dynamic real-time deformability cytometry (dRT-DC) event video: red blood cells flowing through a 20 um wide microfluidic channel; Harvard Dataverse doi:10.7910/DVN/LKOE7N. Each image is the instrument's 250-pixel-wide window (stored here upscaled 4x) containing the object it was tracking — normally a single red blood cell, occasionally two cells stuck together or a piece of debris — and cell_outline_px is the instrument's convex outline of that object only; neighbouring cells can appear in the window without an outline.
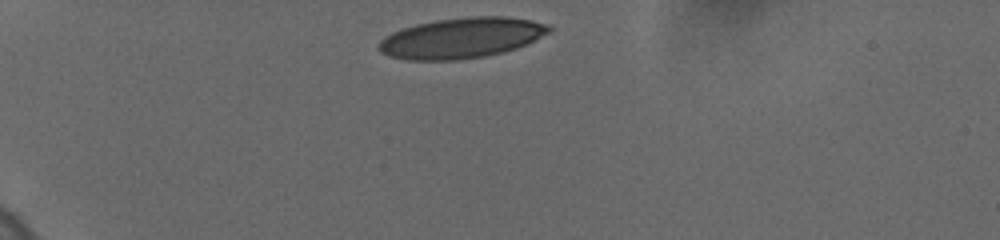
{"species": "human", "species_latin": "Homo sapiens", "temperature_condition": "cold", "stored_images_in_passage": 39, "camera_frame_rate_fps": 3000, "um_per_image_px": 0.085, "donor": {"sex": "female"}, "frame": {"image": 1, "passage_image": 1, "time_ms": 0.0, "image_size_px": [1000, 240], "cell_outline_px": [[552, 28], [548, 32], [516, 48], [484, 56], [456, 60], [408, 60], [388, 56], [380, 52], [376, 48], [376, 44], [384, 36], [392, 32], [416, 24], [436, 20], [472, 16], [504, 16], [532, 20], [548, 24]], "centroid_in_image_um": [39.15, 3.22], "position_along_channel_um": 45.9, "area_um2": 40.0}}
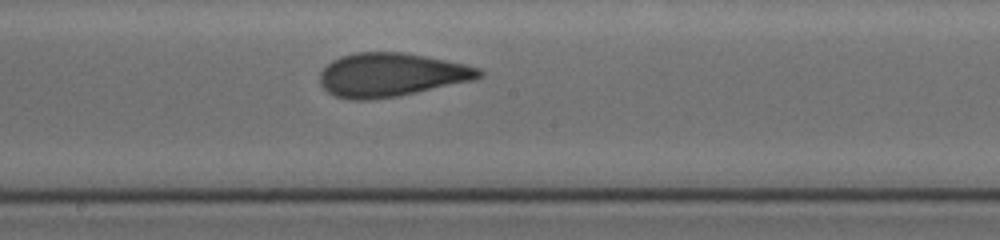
{"frame": {"image": 2, "passage_image": 21, "time_ms": 6.0, "image_size_px": [1000, 240], "cell_outline_px": [[484, 76], [472, 80], [400, 96], [368, 100], [348, 100], [336, 96], [328, 92], [320, 84], [320, 72], [332, 60], [340, 56], [356, 52], [400, 52], [424, 56], [464, 64], [480, 68], [484, 72]], "centroid_in_image_um": [33.23, 6.37], "position_along_channel_um": 215.0, "area_um2": 40.46}}
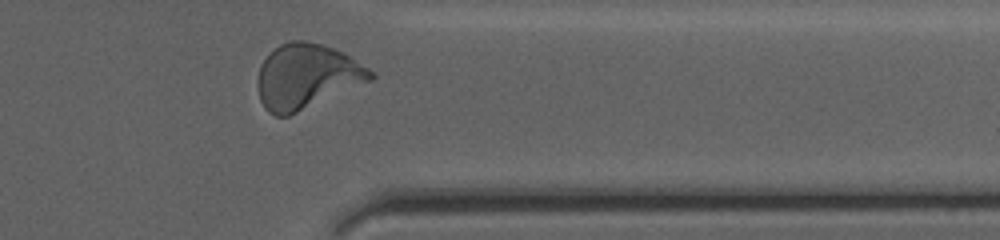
{"frame": {"image": 3, "passage_image": 37, "time_ms": 10.667, "image_size_px": [1000, 240], "cell_outline_px": [[376, 76], [372, 80], [288, 116], [276, 116], [268, 112], [264, 108], [260, 100], [260, 64], [280, 44], [292, 40], [304, 40], [320, 44], [332, 48], [348, 56], [376, 72]], "centroid_in_image_um": [26.09, 6.5], "position_along_channel_um": 385.3, "area_um2": 41.85}, "authors_computed_cell_mechanics": {"area_um2": 40.4022, "velocity_mm_per_s": 3.7002, "shape_relaxation_time_tau1_ms": 5.3744, "shape_relaxation_time_tau2_ms": 1.1211, "deformation_change_tau1": 0.1922, "deformation_change_tau2": 0.0856}}